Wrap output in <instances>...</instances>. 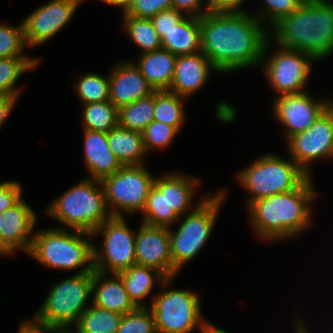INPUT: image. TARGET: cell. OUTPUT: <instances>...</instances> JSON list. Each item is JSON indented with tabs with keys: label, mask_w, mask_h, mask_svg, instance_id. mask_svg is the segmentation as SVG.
I'll return each mask as SVG.
<instances>
[{
	"label": "cell",
	"mask_w": 333,
	"mask_h": 333,
	"mask_svg": "<svg viewBox=\"0 0 333 333\" xmlns=\"http://www.w3.org/2000/svg\"><path fill=\"white\" fill-rule=\"evenodd\" d=\"M245 11L208 12L200 17L201 52L220 72L260 64L268 35Z\"/></svg>",
	"instance_id": "obj_1"
},
{
	"label": "cell",
	"mask_w": 333,
	"mask_h": 333,
	"mask_svg": "<svg viewBox=\"0 0 333 333\" xmlns=\"http://www.w3.org/2000/svg\"><path fill=\"white\" fill-rule=\"evenodd\" d=\"M276 43L312 55L317 61L333 52V3L305 0L272 26Z\"/></svg>",
	"instance_id": "obj_2"
},
{
	"label": "cell",
	"mask_w": 333,
	"mask_h": 333,
	"mask_svg": "<svg viewBox=\"0 0 333 333\" xmlns=\"http://www.w3.org/2000/svg\"><path fill=\"white\" fill-rule=\"evenodd\" d=\"M311 181L309 177L299 188L249 204L250 221L258 236L270 241L291 238L309 226V205L316 196Z\"/></svg>",
	"instance_id": "obj_3"
},
{
	"label": "cell",
	"mask_w": 333,
	"mask_h": 333,
	"mask_svg": "<svg viewBox=\"0 0 333 333\" xmlns=\"http://www.w3.org/2000/svg\"><path fill=\"white\" fill-rule=\"evenodd\" d=\"M47 212L74 230L92 234L112 217L101 181L92 178H86L65 191L49 205Z\"/></svg>",
	"instance_id": "obj_4"
},
{
	"label": "cell",
	"mask_w": 333,
	"mask_h": 333,
	"mask_svg": "<svg viewBox=\"0 0 333 333\" xmlns=\"http://www.w3.org/2000/svg\"><path fill=\"white\" fill-rule=\"evenodd\" d=\"M93 271L94 265H87L79 273L52 286L33 320L55 331H71L69 326L78 322L92 296Z\"/></svg>",
	"instance_id": "obj_5"
},
{
	"label": "cell",
	"mask_w": 333,
	"mask_h": 333,
	"mask_svg": "<svg viewBox=\"0 0 333 333\" xmlns=\"http://www.w3.org/2000/svg\"><path fill=\"white\" fill-rule=\"evenodd\" d=\"M68 232L62 228H51L33 234L28 252L46 267L60 270H74L86 265H94V244L81 235L92 237V233L74 230Z\"/></svg>",
	"instance_id": "obj_6"
},
{
	"label": "cell",
	"mask_w": 333,
	"mask_h": 333,
	"mask_svg": "<svg viewBox=\"0 0 333 333\" xmlns=\"http://www.w3.org/2000/svg\"><path fill=\"white\" fill-rule=\"evenodd\" d=\"M310 176L292 159L264 155L237 174L241 185L251 193L248 205L254 201L299 188Z\"/></svg>",
	"instance_id": "obj_7"
},
{
	"label": "cell",
	"mask_w": 333,
	"mask_h": 333,
	"mask_svg": "<svg viewBox=\"0 0 333 333\" xmlns=\"http://www.w3.org/2000/svg\"><path fill=\"white\" fill-rule=\"evenodd\" d=\"M226 192L205 196L189 213L174 233L169 228L173 266L180 271L185 263L191 261L203 248L213 231L216 215L222 205Z\"/></svg>",
	"instance_id": "obj_8"
},
{
	"label": "cell",
	"mask_w": 333,
	"mask_h": 333,
	"mask_svg": "<svg viewBox=\"0 0 333 333\" xmlns=\"http://www.w3.org/2000/svg\"><path fill=\"white\" fill-rule=\"evenodd\" d=\"M154 181L155 178L143 164L122 166L114 174L103 178L101 184L112 217H122V211H143Z\"/></svg>",
	"instance_id": "obj_9"
},
{
	"label": "cell",
	"mask_w": 333,
	"mask_h": 333,
	"mask_svg": "<svg viewBox=\"0 0 333 333\" xmlns=\"http://www.w3.org/2000/svg\"><path fill=\"white\" fill-rule=\"evenodd\" d=\"M150 305L157 333H191L205 320L196 292L167 290L157 294Z\"/></svg>",
	"instance_id": "obj_10"
},
{
	"label": "cell",
	"mask_w": 333,
	"mask_h": 333,
	"mask_svg": "<svg viewBox=\"0 0 333 333\" xmlns=\"http://www.w3.org/2000/svg\"><path fill=\"white\" fill-rule=\"evenodd\" d=\"M124 217H111L104 221L93 236L104 235L103 248L94 247V270L100 273L113 274L136 265L135 239L136 233L128 228Z\"/></svg>",
	"instance_id": "obj_11"
},
{
	"label": "cell",
	"mask_w": 333,
	"mask_h": 333,
	"mask_svg": "<svg viewBox=\"0 0 333 333\" xmlns=\"http://www.w3.org/2000/svg\"><path fill=\"white\" fill-rule=\"evenodd\" d=\"M267 48L268 42L261 63L265 65V75L273 90L279 93V96L305 92L304 87L311 74L312 61L316 59L306 52L280 47L265 60Z\"/></svg>",
	"instance_id": "obj_12"
},
{
	"label": "cell",
	"mask_w": 333,
	"mask_h": 333,
	"mask_svg": "<svg viewBox=\"0 0 333 333\" xmlns=\"http://www.w3.org/2000/svg\"><path fill=\"white\" fill-rule=\"evenodd\" d=\"M291 159L311 177L308 165L319 158H333V112L328 107L312 126L288 140Z\"/></svg>",
	"instance_id": "obj_13"
},
{
	"label": "cell",
	"mask_w": 333,
	"mask_h": 333,
	"mask_svg": "<svg viewBox=\"0 0 333 333\" xmlns=\"http://www.w3.org/2000/svg\"><path fill=\"white\" fill-rule=\"evenodd\" d=\"M84 0H52L25 17L24 39L27 46L44 44L72 18Z\"/></svg>",
	"instance_id": "obj_14"
},
{
	"label": "cell",
	"mask_w": 333,
	"mask_h": 333,
	"mask_svg": "<svg viewBox=\"0 0 333 333\" xmlns=\"http://www.w3.org/2000/svg\"><path fill=\"white\" fill-rule=\"evenodd\" d=\"M305 91L280 95L274 101V116L285 127L286 139L309 129L329 105L328 100L315 101Z\"/></svg>",
	"instance_id": "obj_15"
},
{
	"label": "cell",
	"mask_w": 333,
	"mask_h": 333,
	"mask_svg": "<svg viewBox=\"0 0 333 333\" xmlns=\"http://www.w3.org/2000/svg\"><path fill=\"white\" fill-rule=\"evenodd\" d=\"M136 265L154 268L166 278L178 270L173 266L169 228L141 224L135 239Z\"/></svg>",
	"instance_id": "obj_16"
},
{
	"label": "cell",
	"mask_w": 333,
	"mask_h": 333,
	"mask_svg": "<svg viewBox=\"0 0 333 333\" xmlns=\"http://www.w3.org/2000/svg\"><path fill=\"white\" fill-rule=\"evenodd\" d=\"M109 74V101L120 108L155 92L134 61L118 63Z\"/></svg>",
	"instance_id": "obj_17"
},
{
	"label": "cell",
	"mask_w": 333,
	"mask_h": 333,
	"mask_svg": "<svg viewBox=\"0 0 333 333\" xmlns=\"http://www.w3.org/2000/svg\"><path fill=\"white\" fill-rule=\"evenodd\" d=\"M35 223V212L24 199H21L0 214V232L4 242L14 252L21 249L28 253L33 241V238L29 237L33 233Z\"/></svg>",
	"instance_id": "obj_18"
},
{
	"label": "cell",
	"mask_w": 333,
	"mask_h": 333,
	"mask_svg": "<svg viewBox=\"0 0 333 333\" xmlns=\"http://www.w3.org/2000/svg\"><path fill=\"white\" fill-rule=\"evenodd\" d=\"M211 70L218 72L202 52L179 55L168 91L186 98L206 83Z\"/></svg>",
	"instance_id": "obj_19"
},
{
	"label": "cell",
	"mask_w": 333,
	"mask_h": 333,
	"mask_svg": "<svg viewBox=\"0 0 333 333\" xmlns=\"http://www.w3.org/2000/svg\"><path fill=\"white\" fill-rule=\"evenodd\" d=\"M84 163L90 178L102 180L122 167L109 147L107 134L84 129Z\"/></svg>",
	"instance_id": "obj_20"
},
{
	"label": "cell",
	"mask_w": 333,
	"mask_h": 333,
	"mask_svg": "<svg viewBox=\"0 0 333 333\" xmlns=\"http://www.w3.org/2000/svg\"><path fill=\"white\" fill-rule=\"evenodd\" d=\"M106 275L93 271L92 304L121 315L135 310L137 307L129 298L121 277L113 274V278H107Z\"/></svg>",
	"instance_id": "obj_21"
},
{
	"label": "cell",
	"mask_w": 333,
	"mask_h": 333,
	"mask_svg": "<svg viewBox=\"0 0 333 333\" xmlns=\"http://www.w3.org/2000/svg\"><path fill=\"white\" fill-rule=\"evenodd\" d=\"M182 174H165L166 227L186 213L192 204L198 179Z\"/></svg>",
	"instance_id": "obj_22"
},
{
	"label": "cell",
	"mask_w": 333,
	"mask_h": 333,
	"mask_svg": "<svg viewBox=\"0 0 333 333\" xmlns=\"http://www.w3.org/2000/svg\"><path fill=\"white\" fill-rule=\"evenodd\" d=\"M176 55L164 48L143 53L134 64L155 91L169 90L175 72Z\"/></svg>",
	"instance_id": "obj_23"
},
{
	"label": "cell",
	"mask_w": 333,
	"mask_h": 333,
	"mask_svg": "<svg viewBox=\"0 0 333 333\" xmlns=\"http://www.w3.org/2000/svg\"><path fill=\"white\" fill-rule=\"evenodd\" d=\"M161 46L176 56L201 52L200 18L186 15L165 33Z\"/></svg>",
	"instance_id": "obj_24"
},
{
	"label": "cell",
	"mask_w": 333,
	"mask_h": 333,
	"mask_svg": "<svg viewBox=\"0 0 333 333\" xmlns=\"http://www.w3.org/2000/svg\"><path fill=\"white\" fill-rule=\"evenodd\" d=\"M121 277L126 292L136 307H146L140 301L149 296L154 281H158L162 286H167L172 278H166L160 271L146 266L133 265L118 273Z\"/></svg>",
	"instance_id": "obj_25"
},
{
	"label": "cell",
	"mask_w": 333,
	"mask_h": 333,
	"mask_svg": "<svg viewBox=\"0 0 333 333\" xmlns=\"http://www.w3.org/2000/svg\"><path fill=\"white\" fill-rule=\"evenodd\" d=\"M107 139L110 149L122 166L142 164L146 151L141 132L117 125L107 133Z\"/></svg>",
	"instance_id": "obj_26"
},
{
	"label": "cell",
	"mask_w": 333,
	"mask_h": 333,
	"mask_svg": "<svg viewBox=\"0 0 333 333\" xmlns=\"http://www.w3.org/2000/svg\"><path fill=\"white\" fill-rule=\"evenodd\" d=\"M122 316L92 304L81 314L75 333H117Z\"/></svg>",
	"instance_id": "obj_27"
},
{
	"label": "cell",
	"mask_w": 333,
	"mask_h": 333,
	"mask_svg": "<svg viewBox=\"0 0 333 333\" xmlns=\"http://www.w3.org/2000/svg\"><path fill=\"white\" fill-rule=\"evenodd\" d=\"M153 116L154 93L118 108V125L142 133L153 121Z\"/></svg>",
	"instance_id": "obj_28"
},
{
	"label": "cell",
	"mask_w": 333,
	"mask_h": 333,
	"mask_svg": "<svg viewBox=\"0 0 333 333\" xmlns=\"http://www.w3.org/2000/svg\"><path fill=\"white\" fill-rule=\"evenodd\" d=\"M182 100L184 97L168 90L155 91L153 120L174 126L180 131L185 122Z\"/></svg>",
	"instance_id": "obj_29"
},
{
	"label": "cell",
	"mask_w": 333,
	"mask_h": 333,
	"mask_svg": "<svg viewBox=\"0 0 333 333\" xmlns=\"http://www.w3.org/2000/svg\"><path fill=\"white\" fill-rule=\"evenodd\" d=\"M40 59L29 56L0 58V95L16 96L20 90L14 86L22 73L37 67Z\"/></svg>",
	"instance_id": "obj_30"
},
{
	"label": "cell",
	"mask_w": 333,
	"mask_h": 333,
	"mask_svg": "<svg viewBox=\"0 0 333 333\" xmlns=\"http://www.w3.org/2000/svg\"><path fill=\"white\" fill-rule=\"evenodd\" d=\"M84 129L108 133L118 125V108L110 101L84 104Z\"/></svg>",
	"instance_id": "obj_31"
},
{
	"label": "cell",
	"mask_w": 333,
	"mask_h": 333,
	"mask_svg": "<svg viewBox=\"0 0 333 333\" xmlns=\"http://www.w3.org/2000/svg\"><path fill=\"white\" fill-rule=\"evenodd\" d=\"M125 30L133 42L141 47L142 54L161 49V38L150 19L124 16Z\"/></svg>",
	"instance_id": "obj_32"
},
{
	"label": "cell",
	"mask_w": 333,
	"mask_h": 333,
	"mask_svg": "<svg viewBox=\"0 0 333 333\" xmlns=\"http://www.w3.org/2000/svg\"><path fill=\"white\" fill-rule=\"evenodd\" d=\"M146 225L166 227L165 175L155 178L142 211Z\"/></svg>",
	"instance_id": "obj_33"
},
{
	"label": "cell",
	"mask_w": 333,
	"mask_h": 333,
	"mask_svg": "<svg viewBox=\"0 0 333 333\" xmlns=\"http://www.w3.org/2000/svg\"><path fill=\"white\" fill-rule=\"evenodd\" d=\"M74 86L83 104L109 101V76L86 73Z\"/></svg>",
	"instance_id": "obj_34"
},
{
	"label": "cell",
	"mask_w": 333,
	"mask_h": 333,
	"mask_svg": "<svg viewBox=\"0 0 333 333\" xmlns=\"http://www.w3.org/2000/svg\"><path fill=\"white\" fill-rule=\"evenodd\" d=\"M117 333H157L153 312L148 307H137L124 314Z\"/></svg>",
	"instance_id": "obj_35"
},
{
	"label": "cell",
	"mask_w": 333,
	"mask_h": 333,
	"mask_svg": "<svg viewBox=\"0 0 333 333\" xmlns=\"http://www.w3.org/2000/svg\"><path fill=\"white\" fill-rule=\"evenodd\" d=\"M25 46L22 21L18 27L0 24V58L26 56L22 53Z\"/></svg>",
	"instance_id": "obj_36"
},
{
	"label": "cell",
	"mask_w": 333,
	"mask_h": 333,
	"mask_svg": "<svg viewBox=\"0 0 333 333\" xmlns=\"http://www.w3.org/2000/svg\"><path fill=\"white\" fill-rule=\"evenodd\" d=\"M177 132L176 127L153 120L142 132L145 151L167 147Z\"/></svg>",
	"instance_id": "obj_37"
},
{
	"label": "cell",
	"mask_w": 333,
	"mask_h": 333,
	"mask_svg": "<svg viewBox=\"0 0 333 333\" xmlns=\"http://www.w3.org/2000/svg\"><path fill=\"white\" fill-rule=\"evenodd\" d=\"M265 9L259 12L255 17L260 21H268L271 27L281 18L290 15L296 11L305 0H264Z\"/></svg>",
	"instance_id": "obj_38"
},
{
	"label": "cell",
	"mask_w": 333,
	"mask_h": 333,
	"mask_svg": "<svg viewBox=\"0 0 333 333\" xmlns=\"http://www.w3.org/2000/svg\"><path fill=\"white\" fill-rule=\"evenodd\" d=\"M171 8V0H131L123 16L150 19L160 11Z\"/></svg>",
	"instance_id": "obj_39"
},
{
	"label": "cell",
	"mask_w": 333,
	"mask_h": 333,
	"mask_svg": "<svg viewBox=\"0 0 333 333\" xmlns=\"http://www.w3.org/2000/svg\"><path fill=\"white\" fill-rule=\"evenodd\" d=\"M185 16V14L183 15V13L171 8L160 11L150 18V20L158 35L162 38L165 33L174 28Z\"/></svg>",
	"instance_id": "obj_40"
},
{
	"label": "cell",
	"mask_w": 333,
	"mask_h": 333,
	"mask_svg": "<svg viewBox=\"0 0 333 333\" xmlns=\"http://www.w3.org/2000/svg\"><path fill=\"white\" fill-rule=\"evenodd\" d=\"M22 187L16 181L0 183V214L22 199Z\"/></svg>",
	"instance_id": "obj_41"
},
{
	"label": "cell",
	"mask_w": 333,
	"mask_h": 333,
	"mask_svg": "<svg viewBox=\"0 0 333 333\" xmlns=\"http://www.w3.org/2000/svg\"><path fill=\"white\" fill-rule=\"evenodd\" d=\"M171 2L173 9L181 13L183 10L184 13L186 12L187 16L200 18L201 16L209 12L208 9H204L203 11L200 8L202 0H171Z\"/></svg>",
	"instance_id": "obj_42"
},
{
	"label": "cell",
	"mask_w": 333,
	"mask_h": 333,
	"mask_svg": "<svg viewBox=\"0 0 333 333\" xmlns=\"http://www.w3.org/2000/svg\"><path fill=\"white\" fill-rule=\"evenodd\" d=\"M244 0H207L205 9L209 12L243 11L239 6Z\"/></svg>",
	"instance_id": "obj_43"
},
{
	"label": "cell",
	"mask_w": 333,
	"mask_h": 333,
	"mask_svg": "<svg viewBox=\"0 0 333 333\" xmlns=\"http://www.w3.org/2000/svg\"><path fill=\"white\" fill-rule=\"evenodd\" d=\"M17 98L16 96L0 95V128L10 115Z\"/></svg>",
	"instance_id": "obj_44"
},
{
	"label": "cell",
	"mask_w": 333,
	"mask_h": 333,
	"mask_svg": "<svg viewBox=\"0 0 333 333\" xmlns=\"http://www.w3.org/2000/svg\"><path fill=\"white\" fill-rule=\"evenodd\" d=\"M55 330L47 328L44 324L38 323L33 319L20 324L18 333H54Z\"/></svg>",
	"instance_id": "obj_45"
},
{
	"label": "cell",
	"mask_w": 333,
	"mask_h": 333,
	"mask_svg": "<svg viewBox=\"0 0 333 333\" xmlns=\"http://www.w3.org/2000/svg\"><path fill=\"white\" fill-rule=\"evenodd\" d=\"M201 333H228L223 329L215 327L205 320L202 322L201 326L199 327Z\"/></svg>",
	"instance_id": "obj_46"
},
{
	"label": "cell",
	"mask_w": 333,
	"mask_h": 333,
	"mask_svg": "<svg viewBox=\"0 0 333 333\" xmlns=\"http://www.w3.org/2000/svg\"><path fill=\"white\" fill-rule=\"evenodd\" d=\"M106 4L121 7L123 11L128 7L131 0H103Z\"/></svg>",
	"instance_id": "obj_47"
},
{
	"label": "cell",
	"mask_w": 333,
	"mask_h": 333,
	"mask_svg": "<svg viewBox=\"0 0 333 333\" xmlns=\"http://www.w3.org/2000/svg\"><path fill=\"white\" fill-rule=\"evenodd\" d=\"M14 251L4 242L3 237L0 232V255H10L13 254Z\"/></svg>",
	"instance_id": "obj_48"
},
{
	"label": "cell",
	"mask_w": 333,
	"mask_h": 333,
	"mask_svg": "<svg viewBox=\"0 0 333 333\" xmlns=\"http://www.w3.org/2000/svg\"><path fill=\"white\" fill-rule=\"evenodd\" d=\"M296 333H308L307 328L305 327V323H303L300 319L296 321Z\"/></svg>",
	"instance_id": "obj_49"
},
{
	"label": "cell",
	"mask_w": 333,
	"mask_h": 333,
	"mask_svg": "<svg viewBox=\"0 0 333 333\" xmlns=\"http://www.w3.org/2000/svg\"><path fill=\"white\" fill-rule=\"evenodd\" d=\"M328 107L332 110V112H333V101H329V105H328Z\"/></svg>",
	"instance_id": "obj_50"
},
{
	"label": "cell",
	"mask_w": 333,
	"mask_h": 333,
	"mask_svg": "<svg viewBox=\"0 0 333 333\" xmlns=\"http://www.w3.org/2000/svg\"><path fill=\"white\" fill-rule=\"evenodd\" d=\"M74 331H55L54 333H73Z\"/></svg>",
	"instance_id": "obj_51"
}]
</instances>
